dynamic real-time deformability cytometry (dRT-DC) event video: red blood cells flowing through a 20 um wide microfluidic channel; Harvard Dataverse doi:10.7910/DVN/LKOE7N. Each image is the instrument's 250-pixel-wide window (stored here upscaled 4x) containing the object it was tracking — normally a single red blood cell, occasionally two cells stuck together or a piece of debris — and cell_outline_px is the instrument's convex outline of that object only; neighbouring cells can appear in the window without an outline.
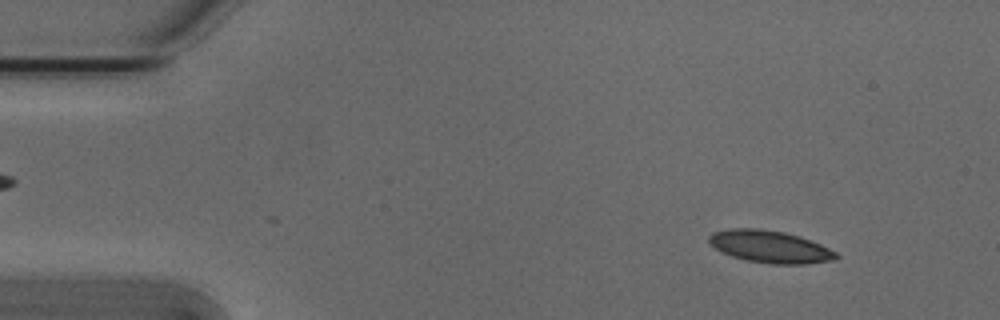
{"species": "Egyptian fruit bat (a non-hibernating species)", "species_latin": "Rousettus aegyptiacus", "temperature_condition": "cold", "stored_images_in_passage": 52, "camera_frame_rate_fps": 3000, "um_per_image_px": 0.085, "animal": {"sex": "male"}, "frame": {"image": 1, "passage_image": 5, "time_ms": 1.333, "image_size_px": [1000, 320], "cell_outline_px": [[840, 256], [832, 260], [804, 264], [772, 264], [748, 260], [732, 256], [716, 248], [708, 240], [708, 236], [712, 232], [732, 228], [760, 228], [784, 232], [800, 236], [820, 244], [836, 252]], "centroid_in_image_um": [65.45, 20.95], "position_along_channel_um": 19.5, "area_um2": 23.7}}
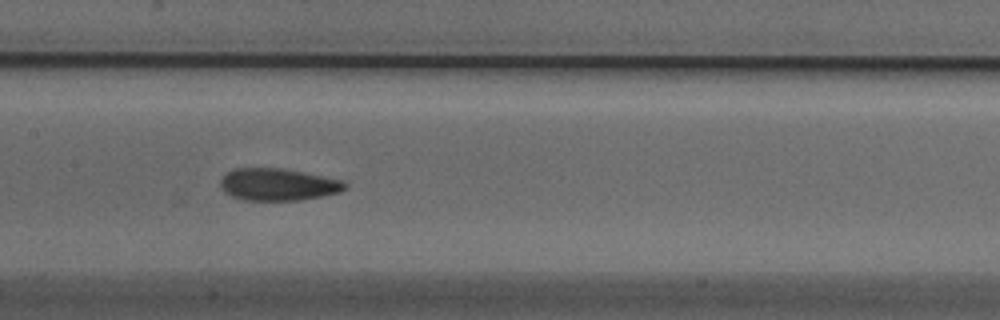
{"frame": {"image": 2, "passage_image": 25, "time_ms": 8.0, "image_size_px": [1000, 320], "cell_outline_px": [[348, 188], [340, 192], [324, 196], [300, 200], [244, 200], [232, 196], [224, 192], [220, 188], [220, 180], [232, 168], [280, 168], [344, 180], [348, 184]], "centroid_in_image_um": [23.65, 15.69], "position_along_channel_um": 183.7, "area_um2": 23.47}}
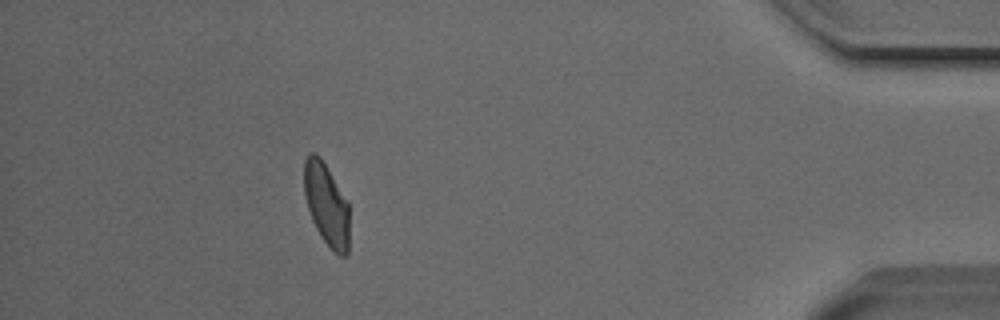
{"frame": {"image": 3, "passage_image": 47, "time_ms": 15.333, "image_size_px": [1000, 320], "cell_outline_px": [[348, 256], [340, 256], [332, 252], [320, 236], [312, 220], [304, 196], [304, 160], [308, 152], [316, 152], [320, 156], [348, 200]], "centroid_in_image_um": [27.74, 17.37], "position_along_channel_um": 407.5, "area_um2": 22.08}, "authors_computed_cell_mechanics": {"area_um2": 23.1778, "velocity_mm_per_s": 3.8092, "shape_relaxation_time_tau1_ms": 7.7998, "shape_relaxation_time_tau2_ms": 2.6965, "deformation_change_tau1": 0.172, "deformation_change_tau2": 0.0708}}